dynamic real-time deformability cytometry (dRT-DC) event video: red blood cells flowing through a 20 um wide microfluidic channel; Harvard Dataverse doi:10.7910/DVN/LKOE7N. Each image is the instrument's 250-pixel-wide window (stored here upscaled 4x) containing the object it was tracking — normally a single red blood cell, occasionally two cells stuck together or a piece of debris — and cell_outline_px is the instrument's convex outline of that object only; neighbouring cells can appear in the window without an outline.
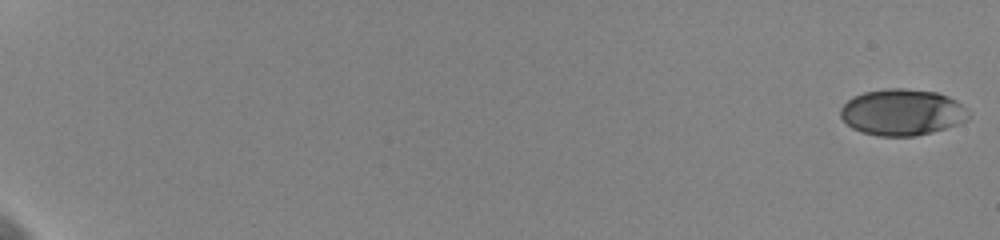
{"species": "human", "species_latin": "Homo sapiens", "temperature_condition": "cold", "stored_images_in_passage": 60, "camera_frame_rate_fps": 3000, "um_per_image_px": 0.085, "donor": {"sex": "female"}, "frame": {"image": 1, "passage_image": 1, "time_ms": 0.0, "image_size_px": [1000, 240], "cell_outline_px": [[968, 120], [932, 132], [912, 136], [880, 136], [864, 132], [852, 128], [840, 116], [840, 108], [852, 96], [864, 92], [888, 88], [904, 88], [936, 92], [948, 96], [956, 100], [968, 112]], "centroid_in_image_um": [76.66, 9.53], "position_along_channel_um": 8.3, "area_um2": 34.33}}
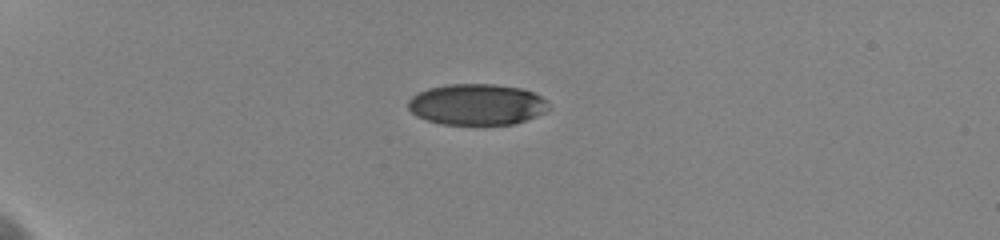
{"frame": {"image": 2, "passage_image": 18, "time_ms": 5.667, "image_size_px": [1000, 240], "cell_outline_px": [[548, 108], [544, 112], [536, 116], [512, 124], [440, 124], [416, 116], [408, 108], [408, 100], [412, 96], [428, 88], [448, 84], [492, 84], [520, 88], [532, 92], [540, 96], [544, 100]], "centroid_in_image_um": [40.48, 8.87], "position_along_channel_um": 44.5, "area_um2": 33.29}}
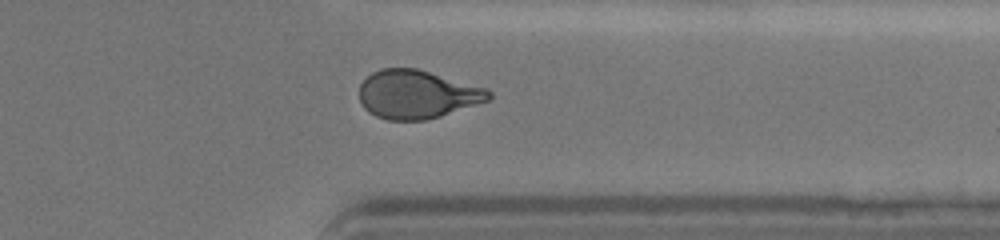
{"frame": {"image": 3, "passage_image": 50, "time_ms": 16.333, "image_size_px": [1000, 240], "cell_outline_px": [[492, 96], [488, 100], [440, 116], [424, 120], [388, 120], [376, 116], [368, 112], [364, 108], [360, 100], [360, 84], [372, 72], [380, 68], [416, 68], [488, 88], [492, 92]], "centroid_in_image_um": [35.44, 8.01], "position_along_channel_um": 376.0, "area_um2": 36.47}, "authors_computed_cell_mechanics": {"area_um2": 36.4429, "velocity_mm_per_s": 3.6176, "shape_relaxation_time_tau1_ms": 4.1115, "shape_relaxation_time_tau2_ms": 1.4521, "deformation_change_tau1": 0.1613, "deformation_change_tau2": 0.0762}}